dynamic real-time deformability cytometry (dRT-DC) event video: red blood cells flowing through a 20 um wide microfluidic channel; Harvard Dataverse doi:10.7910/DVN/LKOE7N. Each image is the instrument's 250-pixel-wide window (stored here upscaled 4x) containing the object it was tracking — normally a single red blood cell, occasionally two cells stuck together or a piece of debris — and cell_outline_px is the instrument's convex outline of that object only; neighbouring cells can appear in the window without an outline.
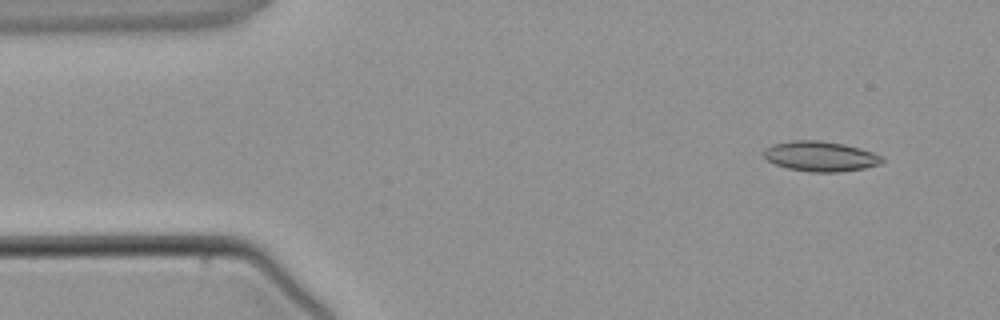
{"species": "common noctule bat (a hibernating species)", "species_latin": "Nyctalus noctula", "temperature_condition": "warm", "stored_images_in_passage": 4, "segment_of_instrument_passage": [2, 2], "camera_frame_rate_fps": 3000, "um_per_image_px": 0.085, "animal": {"sex": "male", "body_mass_g": 21.5, "forearm_length_mm": 52.0}, "frame": {"image": 1, "passage_image": 4, "time_ms": 4.333, "image_size_px": [1000, 320], "cell_outline_px": [[884, 160], [880, 164], [864, 168], [840, 172], [812, 172], [788, 168], [776, 164], [768, 160], [764, 156], [764, 148], [772, 144], [792, 140], [820, 140], [844, 144], [860, 148], [872, 152], [880, 156]], "centroid_in_image_um": [69.72, 13.28], "position_along_channel_um": 15.3, "area_um2": 20.69}}